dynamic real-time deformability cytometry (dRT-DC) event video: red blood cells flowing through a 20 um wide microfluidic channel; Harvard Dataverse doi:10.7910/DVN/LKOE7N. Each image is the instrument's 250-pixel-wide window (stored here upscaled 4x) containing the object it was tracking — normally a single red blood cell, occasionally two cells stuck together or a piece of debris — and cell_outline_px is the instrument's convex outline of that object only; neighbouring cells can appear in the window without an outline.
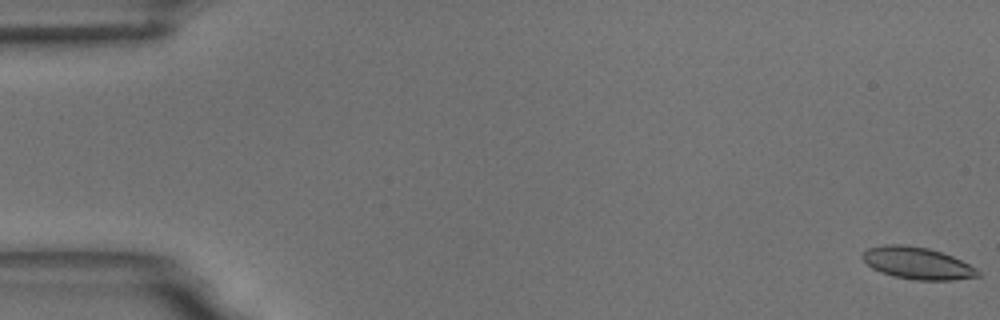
{"species": "common noctule bat (a hibernating species)", "species_latin": "Nyctalus noctula", "temperature_condition": "room temperature", "stored_images_in_passage": 58, "camera_frame_rate_fps": 3000, "um_per_image_px": 0.085, "animal": {"sex": "male", "body_mass_g": 18.8}, "frame": {"image": 1, "passage_image": 1, "time_ms": 0.0, "image_size_px": [1000, 320], "cell_outline_px": [[980, 276], [952, 280], [916, 280], [892, 276], [880, 272], [872, 268], [860, 256], [868, 248], [884, 244], [900, 244], [928, 248], [952, 256], [976, 268], [980, 272]], "centroid_in_image_um": [77.95, 22.37], "position_along_channel_um": 7.0, "area_um2": 21.44}}
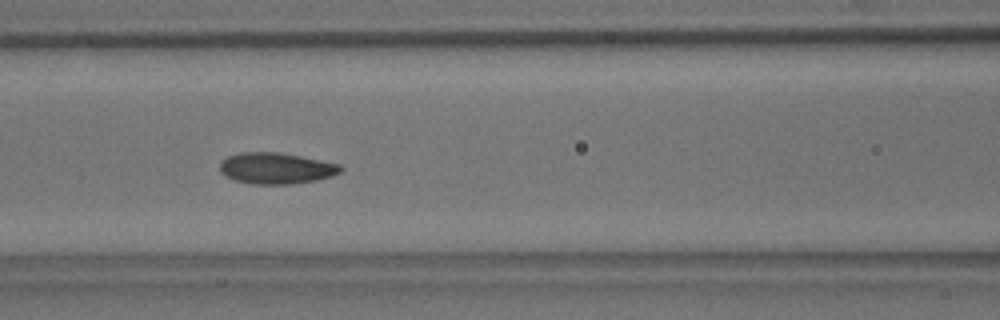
{"frame": {"image": 2, "passage_image": 25, "time_ms": 8.0, "image_size_px": [1000, 320], "cell_outline_px": [[344, 168], [340, 172], [332, 176], [316, 180], [292, 184], [252, 184], [236, 180], [224, 176], [220, 172], [220, 160], [228, 156], [240, 152], [276, 152], [300, 156], [340, 164]], "centroid_in_image_um": [23.45, 14.3], "position_along_channel_um": 143.1, "area_um2": 22.02}}
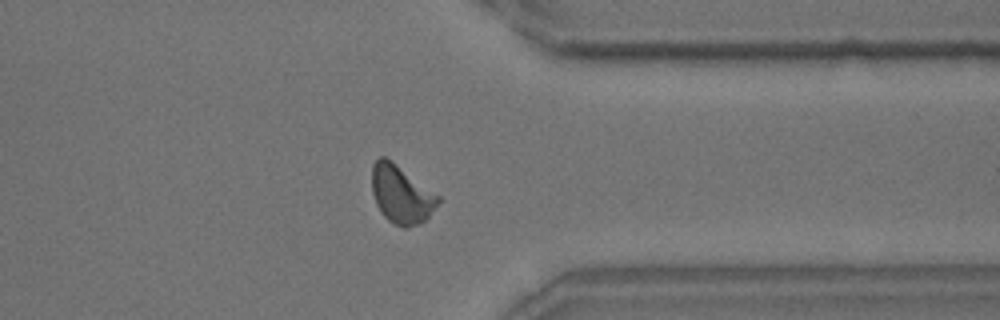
{"frame": {"image": 3, "passage_image": 45, "time_ms": 14.667, "image_size_px": [1000, 320], "cell_outline_px": [[440, 200], [428, 216], [420, 224], [408, 228], [404, 228], [388, 220], [380, 212], [376, 204], [372, 192], [372, 164], [380, 156], [384, 156], [392, 160], [440, 196]], "centroid_in_image_um": [34.09, 16.51], "position_along_channel_um": 377.3, "area_um2": 22.43}, "authors_computed_cell_mechanics": {"area_um2": 21.3571, "velocity_mm_per_s": 3.593, "shape_relaxation_time_tau1_ms": 2.8106, "shape_relaxation_time_tau2_ms": 1.7069, "deformation_change_tau1": 0.0955, "deformation_change_tau2": 0.0583}}